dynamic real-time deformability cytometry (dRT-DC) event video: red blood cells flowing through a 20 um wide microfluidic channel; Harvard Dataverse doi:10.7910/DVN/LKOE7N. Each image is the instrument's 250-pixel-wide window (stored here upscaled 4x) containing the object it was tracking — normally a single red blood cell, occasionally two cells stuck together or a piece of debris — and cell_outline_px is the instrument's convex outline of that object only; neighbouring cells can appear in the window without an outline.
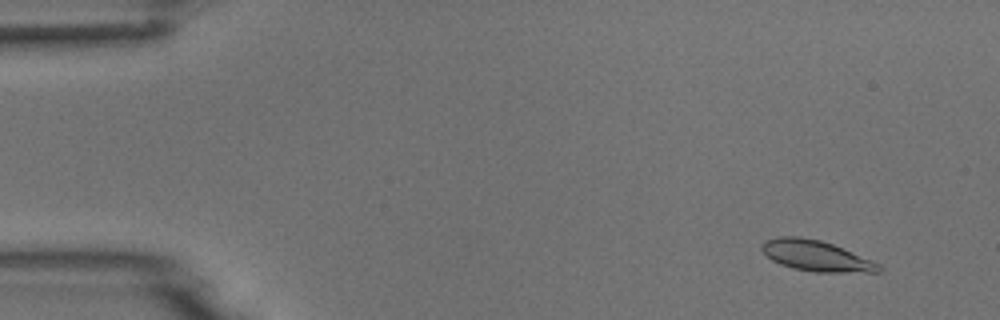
{"species": "common noctule bat (a hibernating species)", "species_latin": "Nyctalus noctula", "temperature_condition": "room temperature", "stored_images_in_passage": 54, "camera_frame_rate_fps": 3000, "um_per_image_px": 0.085, "animal": {"sex": "male", "body_mass_g": 18.8}, "frame": {"image": 1, "passage_image": 5, "time_ms": 1.333, "image_size_px": [1000, 320], "cell_outline_px": [[884, 268], [880, 272], [816, 272], [792, 268], [780, 264], [772, 260], [760, 248], [760, 244], [764, 240], [776, 236], [800, 236], [820, 240], [832, 244], [872, 260], [880, 264]], "centroid_in_image_um": [69.35, 21.73], "position_along_channel_um": 15.7, "area_um2": 21.04}}
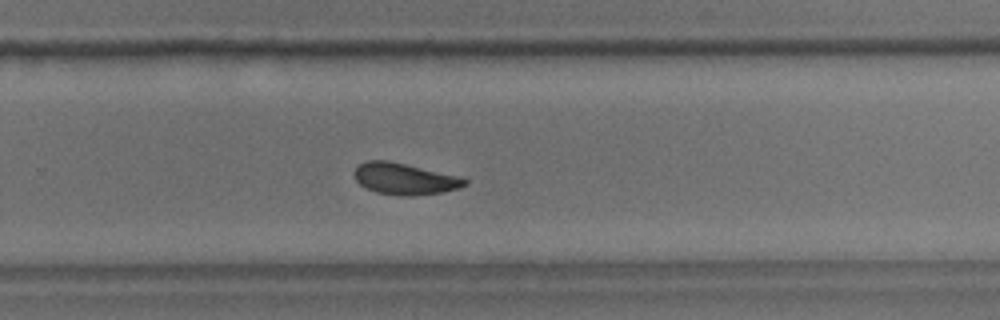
{"frame": {"image": 2, "passage_image": 36, "time_ms": 11.667, "image_size_px": [1000, 320], "cell_outline_px": [[468, 184], [460, 188], [440, 192], [412, 196], [400, 196], [376, 192], [360, 184], [356, 180], [356, 168], [364, 160], [388, 160], [456, 176], [468, 180]], "centroid_in_image_um": [34.39, 15.2], "position_along_channel_um": 295.4, "area_um2": 19.88}}
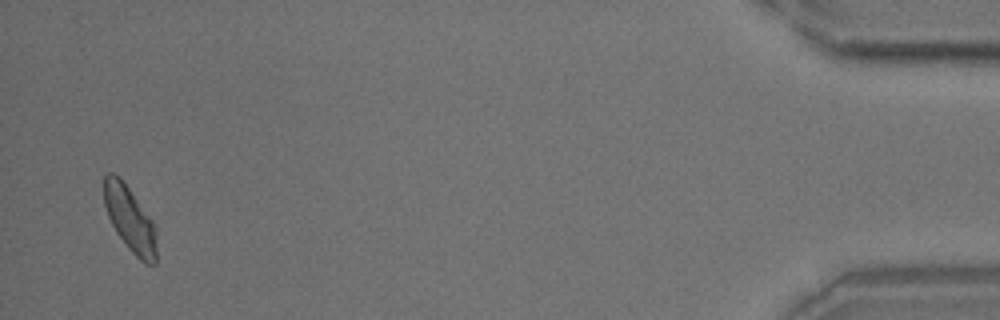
{"frame": {"image": 3, "passage_image": 53, "time_ms": 17.333, "image_size_px": [1000, 320], "cell_outline_px": [[156, 264], [144, 264], [128, 248], [116, 232], [108, 216], [104, 204], [104, 176], [108, 172], [112, 172], [120, 176], [152, 220], [156, 232]], "centroid_in_image_um": [11.04, 18.62], "position_along_channel_um": 424.2, "area_um2": 19.94}}